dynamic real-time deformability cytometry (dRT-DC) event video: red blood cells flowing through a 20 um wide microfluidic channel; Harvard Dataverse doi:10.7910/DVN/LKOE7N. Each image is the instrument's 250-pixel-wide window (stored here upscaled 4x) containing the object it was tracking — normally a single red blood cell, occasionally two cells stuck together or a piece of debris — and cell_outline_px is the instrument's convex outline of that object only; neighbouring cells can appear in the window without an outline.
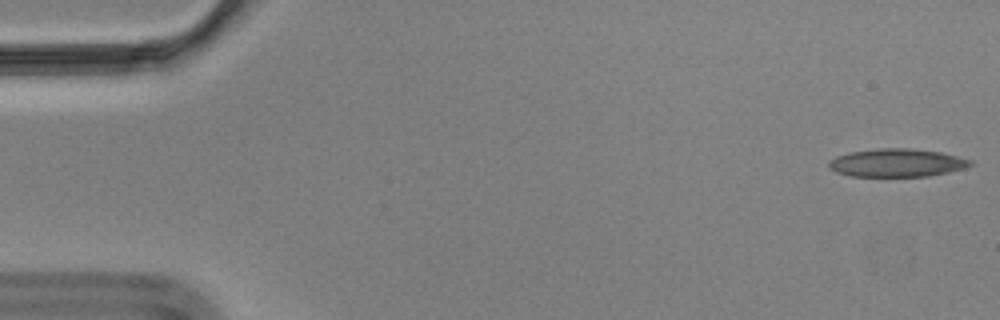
{"species": "Egyptian fruit bat (a non-hibernating species)", "species_latin": "Rousettus aegyptiacus", "temperature_condition": "cold", "stored_images_in_passage": 12, "camera_frame_rate_fps": 3000, "um_per_image_px": 0.085, "animal": {"sex": "male"}, "frame": {"image": 1, "passage_image": 1, "time_ms": 0.0, "image_size_px": [1000, 320], "cell_outline_px": [[972, 164], [964, 168], [948, 172], [928, 176], [848, 176], [836, 172], [828, 168], [828, 160], [836, 156], [848, 152], [880, 148], [912, 148], [940, 152], [972, 160]], "centroid_in_image_um": [76.18, 13.83], "position_along_channel_um": 8.8, "area_um2": 23.24}}